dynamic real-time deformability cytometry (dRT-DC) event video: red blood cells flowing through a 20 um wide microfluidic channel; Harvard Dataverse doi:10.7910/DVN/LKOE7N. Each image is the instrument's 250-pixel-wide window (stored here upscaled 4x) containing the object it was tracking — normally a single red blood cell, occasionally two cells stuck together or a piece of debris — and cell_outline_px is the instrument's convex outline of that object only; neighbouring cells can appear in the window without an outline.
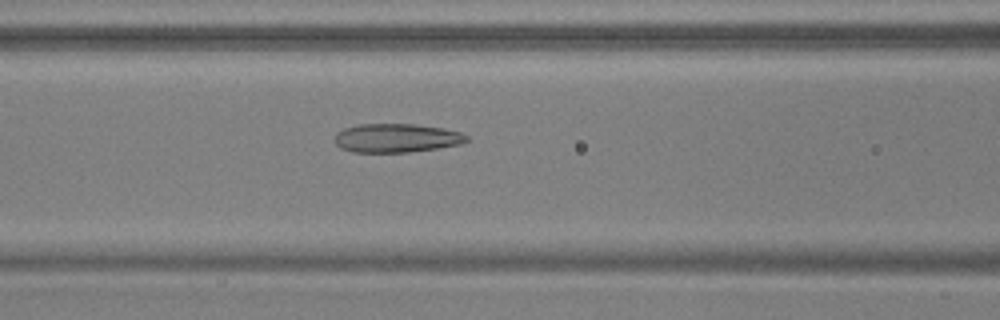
{"species": "common noctule bat (a hibernating species)", "species_latin": "Nyctalus noctula", "temperature_condition": "warm", "stored_images_in_passage": 54, "camera_frame_rate_fps": 3000, "um_per_image_px": 0.085, "animal": {"sex": "male", "body_mass_g": 17.9, "forearm_length_mm": 54.2}, "frame": {"image": 1, "passage_image": 23, "time_ms": 7.333, "image_size_px": [1000, 320], "cell_outline_px": [[468, 140], [460, 144], [436, 148], [408, 152], [352, 152], [340, 148], [336, 144], [336, 132], [344, 128], [356, 124], [416, 124], [444, 128], [460, 132], [468, 136]], "centroid_in_image_um": [33.68, 11.72], "position_along_channel_um": 132.9, "area_um2": 22.14}}
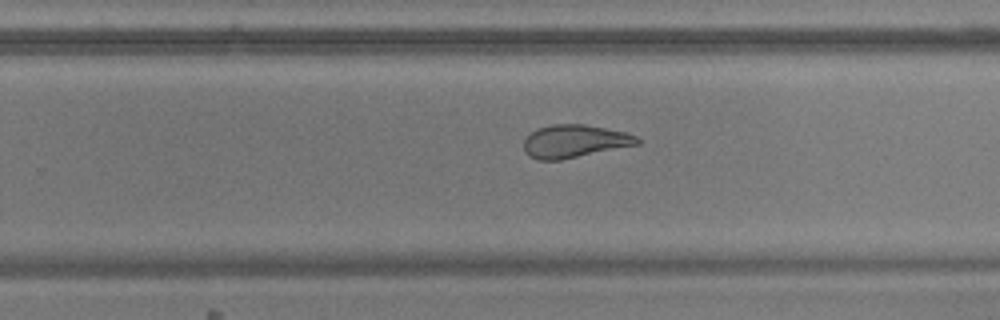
{"frame": {"image": 2, "passage_image": 35, "time_ms": 11.333, "image_size_px": [1000, 320], "cell_outline_px": [[640, 144], [560, 160], [540, 160], [528, 156], [524, 152], [524, 140], [536, 128], [552, 124], [584, 124], [624, 132], [636, 136], [640, 140]], "centroid_in_image_um": [48.81, 12.01], "position_along_channel_um": 281.0, "area_um2": 21.68}}
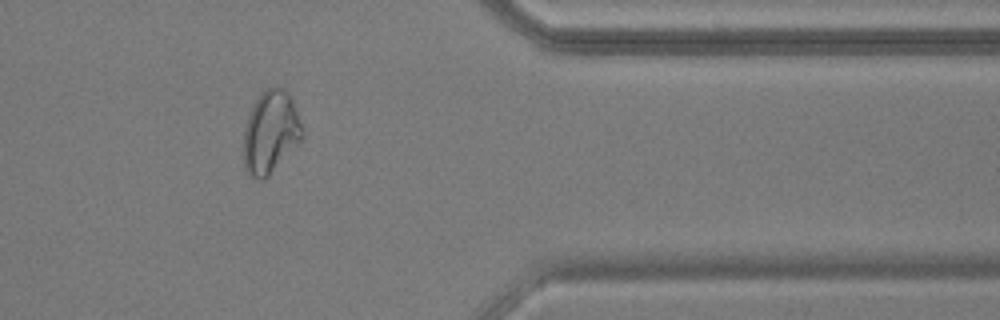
{"frame": {"image": 3, "passage_image": 45, "time_ms": 14.667, "image_size_px": [1000, 320], "cell_outline_px": [[304, 136], [268, 176], [264, 180], [256, 180], [244, 168], [244, 128], [248, 116], [260, 92], [264, 88], [272, 84], [276, 84], [288, 92], [292, 100], [304, 132]], "centroid_in_image_um": [22.99, 11.19], "position_along_channel_um": 388.4, "area_um2": 28.21}, "authors_computed_cell_mechanics": {"area_um2": 25.9522, "velocity_mm_per_s": 3.7147, "shape_relaxation_time_tau1_ms": null, "shape_relaxation_time_tau2_ms": 1.6008, "deformation_change_tau1": null, "deformation_change_tau2": 0.0794}}